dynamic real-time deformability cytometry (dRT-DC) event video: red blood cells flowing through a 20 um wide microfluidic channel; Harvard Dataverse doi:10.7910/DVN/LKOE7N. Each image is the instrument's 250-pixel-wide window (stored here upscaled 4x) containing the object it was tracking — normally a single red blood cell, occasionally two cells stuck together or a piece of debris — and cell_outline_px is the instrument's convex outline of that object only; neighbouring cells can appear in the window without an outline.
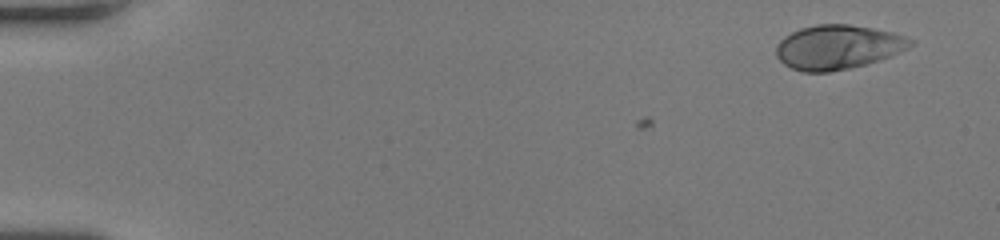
{"species": "human", "species_latin": "Homo sapiens", "temperature_condition": "room temperature", "stored_images_in_passage": 50, "camera_frame_rate_fps": 3000, "um_per_image_px": 0.085, "donor": {"sex": "female"}, "frame": {"image": 1, "passage_image": 1, "time_ms": 0.0, "image_size_px": [1000, 240], "cell_outline_px": [[916, 40], [908, 48], [888, 56], [864, 64], [848, 68], [828, 72], [804, 72], [792, 68], [784, 64], [776, 56], [776, 44], [784, 36], [800, 28], [816, 24], [848, 24], [872, 28], [892, 32]], "centroid_in_image_um": [71.18, 3.99], "position_along_channel_um": 13.8, "area_um2": 34.39}}
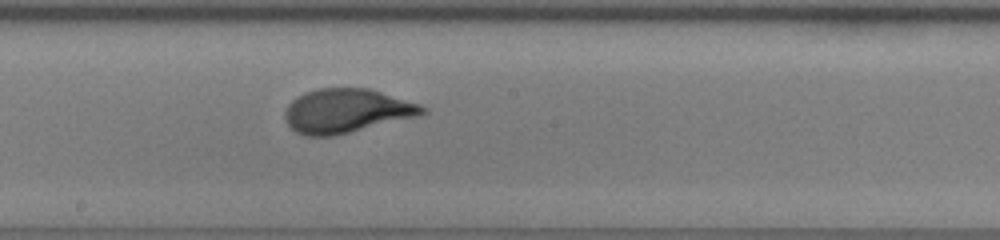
{"frame": {"image": 2, "passage_image": 28, "time_ms": 9.0, "image_size_px": [1000, 240], "cell_outline_px": [[428, 112], [420, 116], [336, 136], [304, 136], [296, 132], [288, 124], [284, 116], [284, 112], [288, 104], [296, 96], [304, 92], [320, 88], [368, 88], [420, 104], [428, 108]], "centroid_in_image_um": [29.47, 9.43], "position_along_channel_um": 218.7, "area_um2": 35.66}}
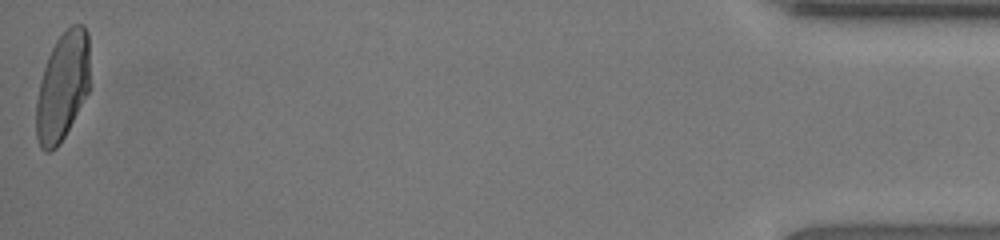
{"frame": {"image": 3, "passage_image": 50, "time_ms": 16.333, "image_size_px": [1000, 240], "cell_outline_px": [[92, 88], [60, 144], [56, 148], [48, 152], [44, 152], [40, 148], [36, 136], [36, 100], [40, 80], [48, 56], [56, 40], [72, 24], [84, 24], [88, 32]], "centroid_in_image_um": [5.36, 7.36], "position_along_channel_um": 429.8, "area_um2": 34.91}, "authors_computed_cell_mechanics": {"area_um2": 34.4488, "velocity_mm_per_s": 4.1005, "shape_relaxation_time_tau1_ms": 3.7524, "shape_relaxation_time_tau2_ms": null, "deformation_change_tau1": 0.204, "deformation_change_tau2": null}}